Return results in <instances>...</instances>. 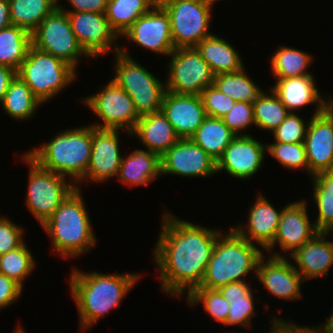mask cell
Segmentation results:
<instances>
[{
	"label": "cell",
	"mask_w": 333,
	"mask_h": 333,
	"mask_svg": "<svg viewBox=\"0 0 333 333\" xmlns=\"http://www.w3.org/2000/svg\"><path fill=\"white\" fill-rule=\"evenodd\" d=\"M268 255L259 260L255 278H258L263 287L274 297L287 301L302 298L301 286L305 281L294 268L295 263H292L290 258L288 260L286 257Z\"/></svg>",
	"instance_id": "18"
},
{
	"label": "cell",
	"mask_w": 333,
	"mask_h": 333,
	"mask_svg": "<svg viewBox=\"0 0 333 333\" xmlns=\"http://www.w3.org/2000/svg\"><path fill=\"white\" fill-rule=\"evenodd\" d=\"M266 151L267 144L251 135H238L217 161V173L224 170L233 178L250 179L262 167Z\"/></svg>",
	"instance_id": "17"
},
{
	"label": "cell",
	"mask_w": 333,
	"mask_h": 333,
	"mask_svg": "<svg viewBox=\"0 0 333 333\" xmlns=\"http://www.w3.org/2000/svg\"><path fill=\"white\" fill-rule=\"evenodd\" d=\"M313 200L318 208L313 222L319 232L333 233V170L313 175Z\"/></svg>",
	"instance_id": "33"
},
{
	"label": "cell",
	"mask_w": 333,
	"mask_h": 333,
	"mask_svg": "<svg viewBox=\"0 0 333 333\" xmlns=\"http://www.w3.org/2000/svg\"><path fill=\"white\" fill-rule=\"evenodd\" d=\"M323 325H320L323 333H333V311L327 321L323 323Z\"/></svg>",
	"instance_id": "50"
},
{
	"label": "cell",
	"mask_w": 333,
	"mask_h": 333,
	"mask_svg": "<svg viewBox=\"0 0 333 333\" xmlns=\"http://www.w3.org/2000/svg\"><path fill=\"white\" fill-rule=\"evenodd\" d=\"M227 127L238 135H249L244 133L247 127L255 125L253 114V103L236 101L230 111L222 117ZM243 130V133H242Z\"/></svg>",
	"instance_id": "42"
},
{
	"label": "cell",
	"mask_w": 333,
	"mask_h": 333,
	"mask_svg": "<svg viewBox=\"0 0 333 333\" xmlns=\"http://www.w3.org/2000/svg\"><path fill=\"white\" fill-rule=\"evenodd\" d=\"M251 287L246 281H241L230 282L218 289L230 304L229 314L223 325L252 327L250 320L256 310Z\"/></svg>",
	"instance_id": "28"
},
{
	"label": "cell",
	"mask_w": 333,
	"mask_h": 333,
	"mask_svg": "<svg viewBox=\"0 0 333 333\" xmlns=\"http://www.w3.org/2000/svg\"><path fill=\"white\" fill-rule=\"evenodd\" d=\"M236 136L222 118L207 116L190 139L217 162Z\"/></svg>",
	"instance_id": "29"
},
{
	"label": "cell",
	"mask_w": 333,
	"mask_h": 333,
	"mask_svg": "<svg viewBox=\"0 0 333 333\" xmlns=\"http://www.w3.org/2000/svg\"><path fill=\"white\" fill-rule=\"evenodd\" d=\"M121 36L159 55L168 56L175 49L170 17L159 3L138 18Z\"/></svg>",
	"instance_id": "16"
},
{
	"label": "cell",
	"mask_w": 333,
	"mask_h": 333,
	"mask_svg": "<svg viewBox=\"0 0 333 333\" xmlns=\"http://www.w3.org/2000/svg\"><path fill=\"white\" fill-rule=\"evenodd\" d=\"M307 201L290 202L282 208V214L278 229L273 242L264 250V252L271 253L270 256L285 257L283 255L272 251L275 245L280 246V250L289 252V257L297 249L302 247L306 242L312 239L319 231L315 223L310 221L309 212H307ZM273 252V253H272Z\"/></svg>",
	"instance_id": "13"
},
{
	"label": "cell",
	"mask_w": 333,
	"mask_h": 333,
	"mask_svg": "<svg viewBox=\"0 0 333 333\" xmlns=\"http://www.w3.org/2000/svg\"><path fill=\"white\" fill-rule=\"evenodd\" d=\"M268 92L263 91L253 102V114L255 126L272 133L290 112L271 88Z\"/></svg>",
	"instance_id": "37"
},
{
	"label": "cell",
	"mask_w": 333,
	"mask_h": 333,
	"mask_svg": "<svg viewBox=\"0 0 333 333\" xmlns=\"http://www.w3.org/2000/svg\"><path fill=\"white\" fill-rule=\"evenodd\" d=\"M34 148L25 152L32 160L44 169L71 177L79 188L90 163L92 125L61 130L52 140Z\"/></svg>",
	"instance_id": "4"
},
{
	"label": "cell",
	"mask_w": 333,
	"mask_h": 333,
	"mask_svg": "<svg viewBox=\"0 0 333 333\" xmlns=\"http://www.w3.org/2000/svg\"><path fill=\"white\" fill-rule=\"evenodd\" d=\"M23 288L13 279L0 273V310L14 304L21 296Z\"/></svg>",
	"instance_id": "45"
},
{
	"label": "cell",
	"mask_w": 333,
	"mask_h": 333,
	"mask_svg": "<svg viewBox=\"0 0 333 333\" xmlns=\"http://www.w3.org/2000/svg\"><path fill=\"white\" fill-rule=\"evenodd\" d=\"M12 333H25V332L24 329L18 325Z\"/></svg>",
	"instance_id": "52"
},
{
	"label": "cell",
	"mask_w": 333,
	"mask_h": 333,
	"mask_svg": "<svg viewBox=\"0 0 333 333\" xmlns=\"http://www.w3.org/2000/svg\"><path fill=\"white\" fill-rule=\"evenodd\" d=\"M195 48L208 63L214 75L236 72L244 67L241 55L235 47L217 35L212 34L204 38Z\"/></svg>",
	"instance_id": "27"
},
{
	"label": "cell",
	"mask_w": 333,
	"mask_h": 333,
	"mask_svg": "<svg viewBox=\"0 0 333 333\" xmlns=\"http://www.w3.org/2000/svg\"><path fill=\"white\" fill-rule=\"evenodd\" d=\"M61 0H59L60 2ZM72 6V9H65L63 5L59 6L66 12H93V13H105L107 0H67Z\"/></svg>",
	"instance_id": "47"
},
{
	"label": "cell",
	"mask_w": 333,
	"mask_h": 333,
	"mask_svg": "<svg viewBox=\"0 0 333 333\" xmlns=\"http://www.w3.org/2000/svg\"><path fill=\"white\" fill-rule=\"evenodd\" d=\"M272 91L278 96L289 112L315 104L313 115L321 113L327 107V99L319 93L313 76L275 79ZM322 95V96H321ZM294 110V111H293Z\"/></svg>",
	"instance_id": "24"
},
{
	"label": "cell",
	"mask_w": 333,
	"mask_h": 333,
	"mask_svg": "<svg viewBox=\"0 0 333 333\" xmlns=\"http://www.w3.org/2000/svg\"><path fill=\"white\" fill-rule=\"evenodd\" d=\"M23 154V161L29 166L26 206L41 226L76 186L66 177L42 168L26 153Z\"/></svg>",
	"instance_id": "8"
},
{
	"label": "cell",
	"mask_w": 333,
	"mask_h": 333,
	"mask_svg": "<svg viewBox=\"0 0 333 333\" xmlns=\"http://www.w3.org/2000/svg\"><path fill=\"white\" fill-rule=\"evenodd\" d=\"M71 272L70 292L77 306L80 329L84 332L117 308L141 278L137 273L82 272L75 267Z\"/></svg>",
	"instance_id": "2"
},
{
	"label": "cell",
	"mask_w": 333,
	"mask_h": 333,
	"mask_svg": "<svg viewBox=\"0 0 333 333\" xmlns=\"http://www.w3.org/2000/svg\"><path fill=\"white\" fill-rule=\"evenodd\" d=\"M166 90L176 94L201 95L214 83V74L195 47L175 48L168 57Z\"/></svg>",
	"instance_id": "12"
},
{
	"label": "cell",
	"mask_w": 333,
	"mask_h": 333,
	"mask_svg": "<svg viewBox=\"0 0 333 333\" xmlns=\"http://www.w3.org/2000/svg\"><path fill=\"white\" fill-rule=\"evenodd\" d=\"M67 15L75 37L91 58L107 54L112 49L119 52L117 39L120 37L110 27L105 13L67 12Z\"/></svg>",
	"instance_id": "14"
},
{
	"label": "cell",
	"mask_w": 333,
	"mask_h": 333,
	"mask_svg": "<svg viewBox=\"0 0 333 333\" xmlns=\"http://www.w3.org/2000/svg\"><path fill=\"white\" fill-rule=\"evenodd\" d=\"M118 129H101L92 126L91 158L82 180L104 182L118 175L122 162Z\"/></svg>",
	"instance_id": "19"
},
{
	"label": "cell",
	"mask_w": 333,
	"mask_h": 333,
	"mask_svg": "<svg viewBox=\"0 0 333 333\" xmlns=\"http://www.w3.org/2000/svg\"><path fill=\"white\" fill-rule=\"evenodd\" d=\"M256 197V201L250 206L246 227L238 224L232 228L240 236L265 250L275 238L282 209L278 212L261 193Z\"/></svg>",
	"instance_id": "22"
},
{
	"label": "cell",
	"mask_w": 333,
	"mask_h": 333,
	"mask_svg": "<svg viewBox=\"0 0 333 333\" xmlns=\"http://www.w3.org/2000/svg\"><path fill=\"white\" fill-rule=\"evenodd\" d=\"M170 17L172 41L175 48L195 47L209 32L211 0H160L158 2Z\"/></svg>",
	"instance_id": "9"
},
{
	"label": "cell",
	"mask_w": 333,
	"mask_h": 333,
	"mask_svg": "<svg viewBox=\"0 0 333 333\" xmlns=\"http://www.w3.org/2000/svg\"><path fill=\"white\" fill-rule=\"evenodd\" d=\"M313 58L307 52L289 46H279L270 59L276 79L313 76L307 72Z\"/></svg>",
	"instance_id": "34"
},
{
	"label": "cell",
	"mask_w": 333,
	"mask_h": 333,
	"mask_svg": "<svg viewBox=\"0 0 333 333\" xmlns=\"http://www.w3.org/2000/svg\"><path fill=\"white\" fill-rule=\"evenodd\" d=\"M185 298L190 306L202 303L204 312L214 318V321L223 324L228 317L230 304L218 289L195 288Z\"/></svg>",
	"instance_id": "39"
},
{
	"label": "cell",
	"mask_w": 333,
	"mask_h": 333,
	"mask_svg": "<svg viewBox=\"0 0 333 333\" xmlns=\"http://www.w3.org/2000/svg\"><path fill=\"white\" fill-rule=\"evenodd\" d=\"M122 46L114 56L113 81L133 100L138 115L144 116L161 110L166 84L126 52Z\"/></svg>",
	"instance_id": "7"
},
{
	"label": "cell",
	"mask_w": 333,
	"mask_h": 333,
	"mask_svg": "<svg viewBox=\"0 0 333 333\" xmlns=\"http://www.w3.org/2000/svg\"><path fill=\"white\" fill-rule=\"evenodd\" d=\"M161 220L153 255L161 290L171 296H188L200 286L222 231L184 221L172 212L165 211Z\"/></svg>",
	"instance_id": "1"
},
{
	"label": "cell",
	"mask_w": 333,
	"mask_h": 333,
	"mask_svg": "<svg viewBox=\"0 0 333 333\" xmlns=\"http://www.w3.org/2000/svg\"><path fill=\"white\" fill-rule=\"evenodd\" d=\"M122 157L118 179L129 187L149 185L161 175V156L148 149H136Z\"/></svg>",
	"instance_id": "26"
},
{
	"label": "cell",
	"mask_w": 333,
	"mask_h": 333,
	"mask_svg": "<svg viewBox=\"0 0 333 333\" xmlns=\"http://www.w3.org/2000/svg\"><path fill=\"white\" fill-rule=\"evenodd\" d=\"M230 229L226 234L221 232L218 235L205 275L197 288L219 289L230 282L244 281L252 271L257 274L264 250Z\"/></svg>",
	"instance_id": "5"
},
{
	"label": "cell",
	"mask_w": 333,
	"mask_h": 333,
	"mask_svg": "<svg viewBox=\"0 0 333 333\" xmlns=\"http://www.w3.org/2000/svg\"><path fill=\"white\" fill-rule=\"evenodd\" d=\"M85 106L94 112L101 123L91 124L101 129H118L131 136L132 130L140 119L132 98L115 82L110 80L97 93L83 100Z\"/></svg>",
	"instance_id": "11"
},
{
	"label": "cell",
	"mask_w": 333,
	"mask_h": 333,
	"mask_svg": "<svg viewBox=\"0 0 333 333\" xmlns=\"http://www.w3.org/2000/svg\"><path fill=\"white\" fill-rule=\"evenodd\" d=\"M58 6L59 0H9L12 25L32 32Z\"/></svg>",
	"instance_id": "35"
},
{
	"label": "cell",
	"mask_w": 333,
	"mask_h": 333,
	"mask_svg": "<svg viewBox=\"0 0 333 333\" xmlns=\"http://www.w3.org/2000/svg\"><path fill=\"white\" fill-rule=\"evenodd\" d=\"M201 98L207 116L222 118L236 103L235 100L222 93L214 84L201 92Z\"/></svg>",
	"instance_id": "43"
},
{
	"label": "cell",
	"mask_w": 333,
	"mask_h": 333,
	"mask_svg": "<svg viewBox=\"0 0 333 333\" xmlns=\"http://www.w3.org/2000/svg\"><path fill=\"white\" fill-rule=\"evenodd\" d=\"M161 111L180 139L191 138L207 117L200 95L165 92Z\"/></svg>",
	"instance_id": "21"
},
{
	"label": "cell",
	"mask_w": 333,
	"mask_h": 333,
	"mask_svg": "<svg viewBox=\"0 0 333 333\" xmlns=\"http://www.w3.org/2000/svg\"><path fill=\"white\" fill-rule=\"evenodd\" d=\"M32 46L31 32L23 27L10 25L0 30V65L16 71L27 57Z\"/></svg>",
	"instance_id": "32"
},
{
	"label": "cell",
	"mask_w": 333,
	"mask_h": 333,
	"mask_svg": "<svg viewBox=\"0 0 333 333\" xmlns=\"http://www.w3.org/2000/svg\"><path fill=\"white\" fill-rule=\"evenodd\" d=\"M327 98V108L332 112L333 114V99L328 96Z\"/></svg>",
	"instance_id": "51"
},
{
	"label": "cell",
	"mask_w": 333,
	"mask_h": 333,
	"mask_svg": "<svg viewBox=\"0 0 333 333\" xmlns=\"http://www.w3.org/2000/svg\"><path fill=\"white\" fill-rule=\"evenodd\" d=\"M23 227L8 218L0 217V255L19 247L25 239Z\"/></svg>",
	"instance_id": "44"
},
{
	"label": "cell",
	"mask_w": 333,
	"mask_h": 333,
	"mask_svg": "<svg viewBox=\"0 0 333 333\" xmlns=\"http://www.w3.org/2000/svg\"><path fill=\"white\" fill-rule=\"evenodd\" d=\"M25 241L17 248L0 255V273L13 279L22 287L24 280L35 270V259Z\"/></svg>",
	"instance_id": "38"
},
{
	"label": "cell",
	"mask_w": 333,
	"mask_h": 333,
	"mask_svg": "<svg viewBox=\"0 0 333 333\" xmlns=\"http://www.w3.org/2000/svg\"><path fill=\"white\" fill-rule=\"evenodd\" d=\"M134 135L139 138L145 149L160 156L180 140L174 127L161 110L141 116L131 132V137Z\"/></svg>",
	"instance_id": "25"
},
{
	"label": "cell",
	"mask_w": 333,
	"mask_h": 333,
	"mask_svg": "<svg viewBox=\"0 0 333 333\" xmlns=\"http://www.w3.org/2000/svg\"><path fill=\"white\" fill-rule=\"evenodd\" d=\"M33 94L44 104L76 80V69L69 63L31 46L16 71Z\"/></svg>",
	"instance_id": "6"
},
{
	"label": "cell",
	"mask_w": 333,
	"mask_h": 333,
	"mask_svg": "<svg viewBox=\"0 0 333 333\" xmlns=\"http://www.w3.org/2000/svg\"><path fill=\"white\" fill-rule=\"evenodd\" d=\"M309 122L310 120L304 121L296 112H290L271 134L275 142L304 143Z\"/></svg>",
	"instance_id": "41"
},
{
	"label": "cell",
	"mask_w": 333,
	"mask_h": 333,
	"mask_svg": "<svg viewBox=\"0 0 333 333\" xmlns=\"http://www.w3.org/2000/svg\"><path fill=\"white\" fill-rule=\"evenodd\" d=\"M246 68L214 76V85L235 101L253 103L264 91L247 75Z\"/></svg>",
	"instance_id": "36"
},
{
	"label": "cell",
	"mask_w": 333,
	"mask_h": 333,
	"mask_svg": "<svg viewBox=\"0 0 333 333\" xmlns=\"http://www.w3.org/2000/svg\"><path fill=\"white\" fill-rule=\"evenodd\" d=\"M304 144L311 177L333 170V114L327 107L311 116Z\"/></svg>",
	"instance_id": "20"
},
{
	"label": "cell",
	"mask_w": 333,
	"mask_h": 333,
	"mask_svg": "<svg viewBox=\"0 0 333 333\" xmlns=\"http://www.w3.org/2000/svg\"><path fill=\"white\" fill-rule=\"evenodd\" d=\"M210 177L217 174V162L190 138L180 139L161 156V175Z\"/></svg>",
	"instance_id": "15"
},
{
	"label": "cell",
	"mask_w": 333,
	"mask_h": 333,
	"mask_svg": "<svg viewBox=\"0 0 333 333\" xmlns=\"http://www.w3.org/2000/svg\"><path fill=\"white\" fill-rule=\"evenodd\" d=\"M16 77L14 68L0 65V103L3 101L5 93L8 90L10 82Z\"/></svg>",
	"instance_id": "48"
},
{
	"label": "cell",
	"mask_w": 333,
	"mask_h": 333,
	"mask_svg": "<svg viewBox=\"0 0 333 333\" xmlns=\"http://www.w3.org/2000/svg\"><path fill=\"white\" fill-rule=\"evenodd\" d=\"M331 232H319L290 256L294 268L305 280L326 277L333 265V241L325 238ZM298 266V267H297Z\"/></svg>",
	"instance_id": "23"
},
{
	"label": "cell",
	"mask_w": 333,
	"mask_h": 333,
	"mask_svg": "<svg viewBox=\"0 0 333 333\" xmlns=\"http://www.w3.org/2000/svg\"><path fill=\"white\" fill-rule=\"evenodd\" d=\"M4 112L13 120H29L42 103L33 94L30 87L17 75L10 82L3 101L0 103Z\"/></svg>",
	"instance_id": "31"
},
{
	"label": "cell",
	"mask_w": 333,
	"mask_h": 333,
	"mask_svg": "<svg viewBox=\"0 0 333 333\" xmlns=\"http://www.w3.org/2000/svg\"><path fill=\"white\" fill-rule=\"evenodd\" d=\"M11 24L9 0H0V30Z\"/></svg>",
	"instance_id": "49"
},
{
	"label": "cell",
	"mask_w": 333,
	"mask_h": 333,
	"mask_svg": "<svg viewBox=\"0 0 333 333\" xmlns=\"http://www.w3.org/2000/svg\"><path fill=\"white\" fill-rule=\"evenodd\" d=\"M81 193L80 187L72 191L41 225L52 238L54 252L65 259L87 253L95 247L97 241Z\"/></svg>",
	"instance_id": "3"
},
{
	"label": "cell",
	"mask_w": 333,
	"mask_h": 333,
	"mask_svg": "<svg viewBox=\"0 0 333 333\" xmlns=\"http://www.w3.org/2000/svg\"><path fill=\"white\" fill-rule=\"evenodd\" d=\"M31 40L33 47L62 59L76 70L81 56L91 58L79 44L67 12L60 6L31 32Z\"/></svg>",
	"instance_id": "10"
},
{
	"label": "cell",
	"mask_w": 333,
	"mask_h": 333,
	"mask_svg": "<svg viewBox=\"0 0 333 333\" xmlns=\"http://www.w3.org/2000/svg\"><path fill=\"white\" fill-rule=\"evenodd\" d=\"M272 329L270 333H323L321 326H298L293 322L289 323V321L283 320V318H278L277 316H273Z\"/></svg>",
	"instance_id": "46"
},
{
	"label": "cell",
	"mask_w": 333,
	"mask_h": 333,
	"mask_svg": "<svg viewBox=\"0 0 333 333\" xmlns=\"http://www.w3.org/2000/svg\"><path fill=\"white\" fill-rule=\"evenodd\" d=\"M267 153L288 170L303 168L309 173L304 143L273 142L267 145Z\"/></svg>",
	"instance_id": "40"
},
{
	"label": "cell",
	"mask_w": 333,
	"mask_h": 333,
	"mask_svg": "<svg viewBox=\"0 0 333 333\" xmlns=\"http://www.w3.org/2000/svg\"><path fill=\"white\" fill-rule=\"evenodd\" d=\"M157 0H107L105 17L110 27L121 37L135 21L148 13Z\"/></svg>",
	"instance_id": "30"
}]
</instances>
